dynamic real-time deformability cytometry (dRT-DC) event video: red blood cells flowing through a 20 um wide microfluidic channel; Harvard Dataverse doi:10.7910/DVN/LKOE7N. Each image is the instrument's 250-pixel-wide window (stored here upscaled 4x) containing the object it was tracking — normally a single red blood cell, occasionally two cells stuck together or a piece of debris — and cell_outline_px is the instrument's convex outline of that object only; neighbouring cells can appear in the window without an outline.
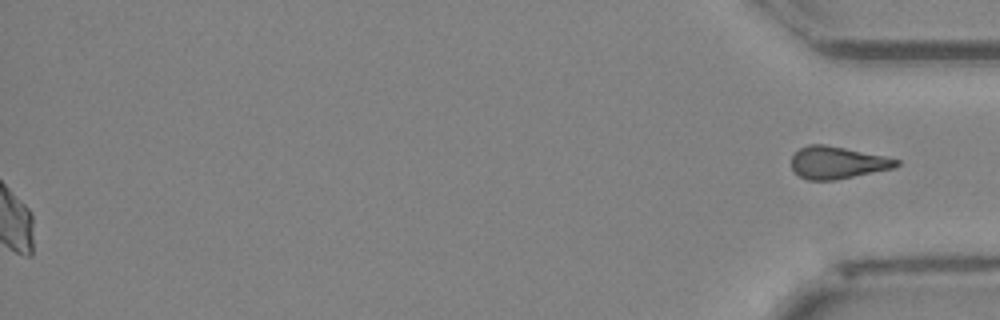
{"species": "Egyptian fruit bat (a non-hibernating species)", "species_latin": "Rousettus aegyptiacus", "temperature_condition": "cold", "stored_images_in_passage": 51, "segment_of_instrument_passage": [2, 2], "camera_frame_rate_fps": 3000, "um_per_image_px": 0.085, "animal": {"sex": "female"}, "frame": {"image": 1, "passage_image": 51, "time_ms": 16.667, "image_size_px": [1000, 320], "cell_outline_px": [[900, 164], [896, 168], [836, 180], [808, 180], [800, 176], [792, 168], [792, 156], [800, 148], [808, 144], [824, 144], [884, 156], [900, 160]], "centroid_in_image_um": [71.2, 13.83], "position_along_channel_um": 364.0, "area_um2": 19.71}}